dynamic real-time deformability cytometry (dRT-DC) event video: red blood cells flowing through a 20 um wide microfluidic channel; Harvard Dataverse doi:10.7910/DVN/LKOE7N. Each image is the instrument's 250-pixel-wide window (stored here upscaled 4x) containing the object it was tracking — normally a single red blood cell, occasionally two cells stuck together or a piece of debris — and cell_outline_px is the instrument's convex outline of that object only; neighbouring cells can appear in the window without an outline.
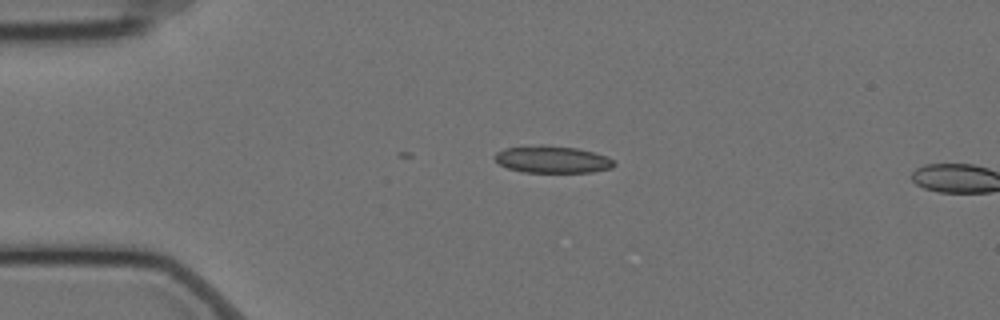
{"species": "Egyptian fruit bat (a non-hibernating species)", "species_latin": "Rousettus aegyptiacus", "temperature_condition": "cold", "stored_images_in_passage": 3, "camera_frame_rate_fps": 3000, "um_per_image_px": 0.085, "animal": {"sex": "female"}, "frame": {"image": 1, "passage_image": 3, "time_ms": 0.667, "image_size_px": [1000, 320], "cell_outline_px": [[616, 164], [612, 168], [592, 172], [524, 172], [508, 168], [500, 164], [496, 160], [496, 152], [504, 148], [540, 144], [576, 148], [592, 152], [604, 156], [612, 160]], "centroid_in_image_um": [46.93, 13.55], "position_along_channel_um": 38.1, "area_um2": 18.67}}